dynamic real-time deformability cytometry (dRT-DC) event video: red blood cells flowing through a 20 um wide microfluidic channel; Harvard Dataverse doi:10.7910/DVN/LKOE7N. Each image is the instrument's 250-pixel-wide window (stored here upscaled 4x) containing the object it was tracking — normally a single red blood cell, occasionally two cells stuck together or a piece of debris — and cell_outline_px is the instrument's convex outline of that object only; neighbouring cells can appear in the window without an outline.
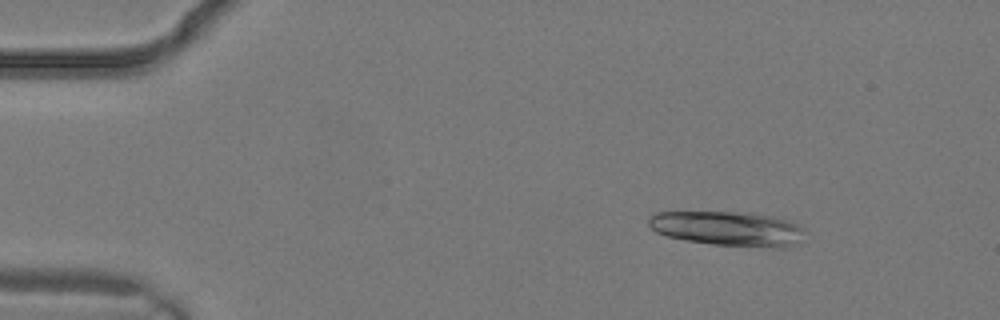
{"species": "common noctule bat (a hibernating species)", "species_latin": "Nyctalus noctula", "temperature_condition": "warm", "stored_images_in_passage": 3, "camera_frame_rate_fps": 3000, "um_per_image_px": 0.085, "animal": {"sex": "male", "body_mass_g": 19.2, "forearm_length_mm": 51.8}, "frame": {"image": 1, "passage_image": 2, "time_ms": 0.333, "image_size_px": [1000, 320], "cell_outline_px": [[804, 228], [796, 240], [792, 244], [780, 248], [776, 248], [712, 244], [688, 240], [668, 236], [656, 232], [648, 224], [648, 216], [656, 212], [748, 212], [772, 216], [788, 220]], "centroid_in_image_um": [61.8, 19.41], "position_along_channel_um": 23.2, "area_um2": 31.1}}